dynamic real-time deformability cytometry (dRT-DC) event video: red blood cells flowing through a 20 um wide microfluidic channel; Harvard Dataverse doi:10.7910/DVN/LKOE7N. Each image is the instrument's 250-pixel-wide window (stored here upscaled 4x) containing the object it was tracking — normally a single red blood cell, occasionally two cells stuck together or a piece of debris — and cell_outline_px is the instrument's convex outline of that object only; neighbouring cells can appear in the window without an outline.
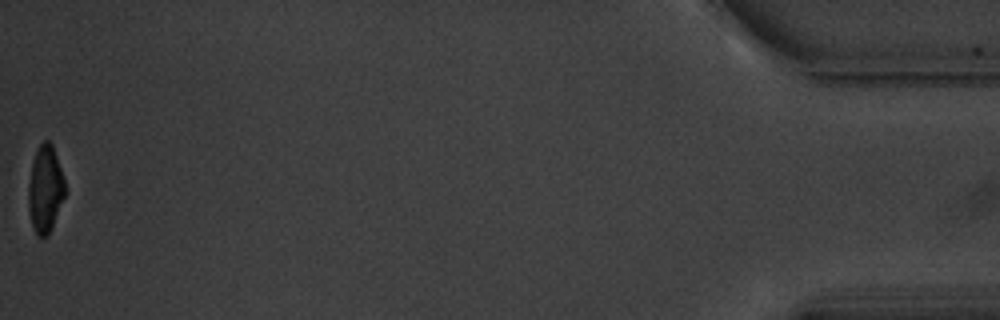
{"species": "common noctule bat (a hibernating species)", "species_latin": "Nyctalus noctula", "temperature_condition": "warm", "stored_images_in_passage": 13, "camera_frame_rate_fps": 3000, "um_per_image_px": 0.085, "animal": {"sex": "male", "body_mass_g": 20.1, "forearm_length_mm": 53.5}, "frame": {"image": 1, "passage_image": 13, "time_ms": 15.0, "image_size_px": [1000, 320], "cell_outline_px": [[64, 196], [52, 228], [48, 236], [36, 236], [32, 224], [28, 208], [28, 184], [32, 164], [36, 152], [40, 144], [44, 140], [48, 140], [52, 144], [64, 180]], "centroid_in_image_um": [3.82, 16.1], "position_along_channel_um": 431.4, "area_um2": 18.26}, "authors_computed_cell_mechanics": {"area_um2": 19.7676, "velocity_mm_per_s": 3.5437, "shape_relaxation_time_tau1_ms": 5.0407, "shape_relaxation_time_tau2_ms": null, "deformation_change_tau1": 0.204, "deformation_change_tau2": null}}